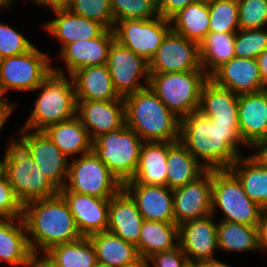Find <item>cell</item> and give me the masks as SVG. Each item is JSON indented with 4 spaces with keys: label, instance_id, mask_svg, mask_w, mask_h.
Returning <instances> with one entry per match:
<instances>
[{
    "label": "cell",
    "instance_id": "15",
    "mask_svg": "<svg viewBox=\"0 0 267 267\" xmlns=\"http://www.w3.org/2000/svg\"><path fill=\"white\" fill-rule=\"evenodd\" d=\"M212 170H206L195 181L173 189L175 224L212 214Z\"/></svg>",
    "mask_w": 267,
    "mask_h": 267
},
{
    "label": "cell",
    "instance_id": "56",
    "mask_svg": "<svg viewBox=\"0 0 267 267\" xmlns=\"http://www.w3.org/2000/svg\"><path fill=\"white\" fill-rule=\"evenodd\" d=\"M12 2L13 0H0V9L3 7L5 8V6L9 7Z\"/></svg>",
    "mask_w": 267,
    "mask_h": 267
},
{
    "label": "cell",
    "instance_id": "16",
    "mask_svg": "<svg viewBox=\"0 0 267 267\" xmlns=\"http://www.w3.org/2000/svg\"><path fill=\"white\" fill-rule=\"evenodd\" d=\"M76 116L93 141L126 125L124 99L77 101Z\"/></svg>",
    "mask_w": 267,
    "mask_h": 267
},
{
    "label": "cell",
    "instance_id": "32",
    "mask_svg": "<svg viewBox=\"0 0 267 267\" xmlns=\"http://www.w3.org/2000/svg\"><path fill=\"white\" fill-rule=\"evenodd\" d=\"M96 254L97 262L109 267H123L140 258L136 245L108 232L88 236Z\"/></svg>",
    "mask_w": 267,
    "mask_h": 267
},
{
    "label": "cell",
    "instance_id": "52",
    "mask_svg": "<svg viewBox=\"0 0 267 267\" xmlns=\"http://www.w3.org/2000/svg\"><path fill=\"white\" fill-rule=\"evenodd\" d=\"M257 154L266 164H267V140L262 142L257 148L256 150Z\"/></svg>",
    "mask_w": 267,
    "mask_h": 267
},
{
    "label": "cell",
    "instance_id": "58",
    "mask_svg": "<svg viewBox=\"0 0 267 267\" xmlns=\"http://www.w3.org/2000/svg\"><path fill=\"white\" fill-rule=\"evenodd\" d=\"M94 267H109L103 263H100V262H96L95 266Z\"/></svg>",
    "mask_w": 267,
    "mask_h": 267
},
{
    "label": "cell",
    "instance_id": "12",
    "mask_svg": "<svg viewBox=\"0 0 267 267\" xmlns=\"http://www.w3.org/2000/svg\"><path fill=\"white\" fill-rule=\"evenodd\" d=\"M202 69L199 44L170 30L148 63L149 74Z\"/></svg>",
    "mask_w": 267,
    "mask_h": 267
},
{
    "label": "cell",
    "instance_id": "57",
    "mask_svg": "<svg viewBox=\"0 0 267 267\" xmlns=\"http://www.w3.org/2000/svg\"><path fill=\"white\" fill-rule=\"evenodd\" d=\"M36 4H40L41 6L44 5L45 6V0H31Z\"/></svg>",
    "mask_w": 267,
    "mask_h": 267
},
{
    "label": "cell",
    "instance_id": "11",
    "mask_svg": "<svg viewBox=\"0 0 267 267\" xmlns=\"http://www.w3.org/2000/svg\"><path fill=\"white\" fill-rule=\"evenodd\" d=\"M170 30V20L161 16L149 20H122L113 28L115 41L148 63Z\"/></svg>",
    "mask_w": 267,
    "mask_h": 267
},
{
    "label": "cell",
    "instance_id": "25",
    "mask_svg": "<svg viewBox=\"0 0 267 267\" xmlns=\"http://www.w3.org/2000/svg\"><path fill=\"white\" fill-rule=\"evenodd\" d=\"M70 77L73 80L76 101L123 99L115 91L106 64L79 68Z\"/></svg>",
    "mask_w": 267,
    "mask_h": 267
},
{
    "label": "cell",
    "instance_id": "10",
    "mask_svg": "<svg viewBox=\"0 0 267 267\" xmlns=\"http://www.w3.org/2000/svg\"><path fill=\"white\" fill-rule=\"evenodd\" d=\"M49 57L33 46L28 52L6 57L0 68V96L8 90L33 91L51 74Z\"/></svg>",
    "mask_w": 267,
    "mask_h": 267
},
{
    "label": "cell",
    "instance_id": "35",
    "mask_svg": "<svg viewBox=\"0 0 267 267\" xmlns=\"http://www.w3.org/2000/svg\"><path fill=\"white\" fill-rule=\"evenodd\" d=\"M234 43L235 33L221 32H209L199 43L200 65L208 76L235 57Z\"/></svg>",
    "mask_w": 267,
    "mask_h": 267
},
{
    "label": "cell",
    "instance_id": "42",
    "mask_svg": "<svg viewBox=\"0 0 267 267\" xmlns=\"http://www.w3.org/2000/svg\"><path fill=\"white\" fill-rule=\"evenodd\" d=\"M239 28H264L267 25V0H238Z\"/></svg>",
    "mask_w": 267,
    "mask_h": 267
},
{
    "label": "cell",
    "instance_id": "54",
    "mask_svg": "<svg viewBox=\"0 0 267 267\" xmlns=\"http://www.w3.org/2000/svg\"><path fill=\"white\" fill-rule=\"evenodd\" d=\"M149 263L146 258L140 257L138 260L135 262L125 265L123 267H148Z\"/></svg>",
    "mask_w": 267,
    "mask_h": 267
},
{
    "label": "cell",
    "instance_id": "27",
    "mask_svg": "<svg viewBox=\"0 0 267 267\" xmlns=\"http://www.w3.org/2000/svg\"><path fill=\"white\" fill-rule=\"evenodd\" d=\"M27 234L22 217L0 219V261L27 267L33 255Z\"/></svg>",
    "mask_w": 267,
    "mask_h": 267
},
{
    "label": "cell",
    "instance_id": "26",
    "mask_svg": "<svg viewBox=\"0 0 267 267\" xmlns=\"http://www.w3.org/2000/svg\"><path fill=\"white\" fill-rule=\"evenodd\" d=\"M239 95L208 79L201 89L199 111L217 124L239 125Z\"/></svg>",
    "mask_w": 267,
    "mask_h": 267
},
{
    "label": "cell",
    "instance_id": "23",
    "mask_svg": "<svg viewBox=\"0 0 267 267\" xmlns=\"http://www.w3.org/2000/svg\"><path fill=\"white\" fill-rule=\"evenodd\" d=\"M143 221L135 201L123 188L110 198L106 231L136 245Z\"/></svg>",
    "mask_w": 267,
    "mask_h": 267
},
{
    "label": "cell",
    "instance_id": "38",
    "mask_svg": "<svg viewBox=\"0 0 267 267\" xmlns=\"http://www.w3.org/2000/svg\"><path fill=\"white\" fill-rule=\"evenodd\" d=\"M209 32L236 33L239 28L238 0L209 3Z\"/></svg>",
    "mask_w": 267,
    "mask_h": 267
},
{
    "label": "cell",
    "instance_id": "44",
    "mask_svg": "<svg viewBox=\"0 0 267 267\" xmlns=\"http://www.w3.org/2000/svg\"><path fill=\"white\" fill-rule=\"evenodd\" d=\"M22 215L23 205L4 174L0 177V219L18 218Z\"/></svg>",
    "mask_w": 267,
    "mask_h": 267
},
{
    "label": "cell",
    "instance_id": "53",
    "mask_svg": "<svg viewBox=\"0 0 267 267\" xmlns=\"http://www.w3.org/2000/svg\"><path fill=\"white\" fill-rule=\"evenodd\" d=\"M68 2L69 0H45V6L50 8L64 7Z\"/></svg>",
    "mask_w": 267,
    "mask_h": 267
},
{
    "label": "cell",
    "instance_id": "9",
    "mask_svg": "<svg viewBox=\"0 0 267 267\" xmlns=\"http://www.w3.org/2000/svg\"><path fill=\"white\" fill-rule=\"evenodd\" d=\"M66 181L64 188L59 191H71L98 198H112L123 188V184L93 151L71 161Z\"/></svg>",
    "mask_w": 267,
    "mask_h": 267
},
{
    "label": "cell",
    "instance_id": "24",
    "mask_svg": "<svg viewBox=\"0 0 267 267\" xmlns=\"http://www.w3.org/2000/svg\"><path fill=\"white\" fill-rule=\"evenodd\" d=\"M57 18L47 22L43 27L62 42V49L79 40L99 37L107 28L88 18L73 14L65 7L51 8Z\"/></svg>",
    "mask_w": 267,
    "mask_h": 267
},
{
    "label": "cell",
    "instance_id": "19",
    "mask_svg": "<svg viewBox=\"0 0 267 267\" xmlns=\"http://www.w3.org/2000/svg\"><path fill=\"white\" fill-rule=\"evenodd\" d=\"M71 211L80 234L88 237L108 227L110 198H98L71 191H59Z\"/></svg>",
    "mask_w": 267,
    "mask_h": 267
},
{
    "label": "cell",
    "instance_id": "14",
    "mask_svg": "<svg viewBox=\"0 0 267 267\" xmlns=\"http://www.w3.org/2000/svg\"><path fill=\"white\" fill-rule=\"evenodd\" d=\"M20 131L23 135L18 143L29 153L48 180L58 190L63 189L68 174L67 157L43 131Z\"/></svg>",
    "mask_w": 267,
    "mask_h": 267
},
{
    "label": "cell",
    "instance_id": "29",
    "mask_svg": "<svg viewBox=\"0 0 267 267\" xmlns=\"http://www.w3.org/2000/svg\"><path fill=\"white\" fill-rule=\"evenodd\" d=\"M168 142H144L137 169L130 181L147 185L166 186Z\"/></svg>",
    "mask_w": 267,
    "mask_h": 267
},
{
    "label": "cell",
    "instance_id": "50",
    "mask_svg": "<svg viewBox=\"0 0 267 267\" xmlns=\"http://www.w3.org/2000/svg\"><path fill=\"white\" fill-rule=\"evenodd\" d=\"M38 254H33L27 267H57L49 258L41 257L38 259Z\"/></svg>",
    "mask_w": 267,
    "mask_h": 267
},
{
    "label": "cell",
    "instance_id": "40",
    "mask_svg": "<svg viewBox=\"0 0 267 267\" xmlns=\"http://www.w3.org/2000/svg\"><path fill=\"white\" fill-rule=\"evenodd\" d=\"M64 7L73 14L98 21L107 29L114 28L110 0H69Z\"/></svg>",
    "mask_w": 267,
    "mask_h": 267
},
{
    "label": "cell",
    "instance_id": "61",
    "mask_svg": "<svg viewBox=\"0 0 267 267\" xmlns=\"http://www.w3.org/2000/svg\"><path fill=\"white\" fill-rule=\"evenodd\" d=\"M3 60H4V57H3V55L0 53V68H1V65H2V63H3Z\"/></svg>",
    "mask_w": 267,
    "mask_h": 267
},
{
    "label": "cell",
    "instance_id": "34",
    "mask_svg": "<svg viewBox=\"0 0 267 267\" xmlns=\"http://www.w3.org/2000/svg\"><path fill=\"white\" fill-rule=\"evenodd\" d=\"M169 20L171 30L199 44L209 33V3H190Z\"/></svg>",
    "mask_w": 267,
    "mask_h": 267
},
{
    "label": "cell",
    "instance_id": "22",
    "mask_svg": "<svg viewBox=\"0 0 267 267\" xmlns=\"http://www.w3.org/2000/svg\"><path fill=\"white\" fill-rule=\"evenodd\" d=\"M114 41L113 30L106 29L99 37L67 44L60 56L66 63L69 76L79 68L105 65Z\"/></svg>",
    "mask_w": 267,
    "mask_h": 267
},
{
    "label": "cell",
    "instance_id": "21",
    "mask_svg": "<svg viewBox=\"0 0 267 267\" xmlns=\"http://www.w3.org/2000/svg\"><path fill=\"white\" fill-rule=\"evenodd\" d=\"M209 79L237 95L265 90L256 59L233 57L217 68Z\"/></svg>",
    "mask_w": 267,
    "mask_h": 267
},
{
    "label": "cell",
    "instance_id": "51",
    "mask_svg": "<svg viewBox=\"0 0 267 267\" xmlns=\"http://www.w3.org/2000/svg\"><path fill=\"white\" fill-rule=\"evenodd\" d=\"M196 264L199 267H231L224 262H221L217 259H212V260H202L199 262H196Z\"/></svg>",
    "mask_w": 267,
    "mask_h": 267
},
{
    "label": "cell",
    "instance_id": "5",
    "mask_svg": "<svg viewBox=\"0 0 267 267\" xmlns=\"http://www.w3.org/2000/svg\"><path fill=\"white\" fill-rule=\"evenodd\" d=\"M209 76L203 69L149 74L148 86L180 119L199 110L201 89Z\"/></svg>",
    "mask_w": 267,
    "mask_h": 267
},
{
    "label": "cell",
    "instance_id": "39",
    "mask_svg": "<svg viewBox=\"0 0 267 267\" xmlns=\"http://www.w3.org/2000/svg\"><path fill=\"white\" fill-rule=\"evenodd\" d=\"M114 24L122 20H149L159 16L158 0H110Z\"/></svg>",
    "mask_w": 267,
    "mask_h": 267
},
{
    "label": "cell",
    "instance_id": "6",
    "mask_svg": "<svg viewBox=\"0 0 267 267\" xmlns=\"http://www.w3.org/2000/svg\"><path fill=\"white\" fill-rule=\"evenodd\" d=\"M212 214L222 210V220L259 227L264 209L244 192L238 178L229 170H212Z\"/></svg>",
    "mask_w": 267,
    "mask_h": 267
},
{
    "label": "cell",
    "instance_id": "20",
    "mask_svg": "<svg viewBox=\"0 0 267 267\" xmlns=\"http://www.w3.org/2000/svg\"><path fill=\"white\" fill-rule=\"evenodd\" d=\"M123 189L135 201L144 220L175 222L173 189L141 183H124Z\"/></svg>",
    "mask_w": 267,
    "mask_h": 267
},
{
    "label": "cell",
    "instance_id": "60",
    "mask_svg": "<svg viewBox=\"0 0 267 267\" xmlns=\"http://www.w3.org/2000/svg\"><path fill=\"white\" fill-rule=\"evenodd\" d=\"M199 1H202L204 3H211V2H214V1H217V0H199Z\"/></svg>",
    "mask_w": 267,
    "mask_h": 267
},
{
    "label": "cell",
    "instance_id": "43",
    "mask_svg": "<svg viewBox=\"0 0 267 267\" xmlns=\"http://www.w3.org/2000/svg\"><path fill=\"white\" fill-rule=\"evenodd\" d=\"M34 45L7 24L0 23V53L4 58L28 52Z\"/></svg>",
    "mask_w": 267,
    "mask_h": 267
},
{
    "label": "cell",
    "instance_id": "55",
    "mask_svg": "<svg viewBox=\"0 0 267 267\" xmlns=\"http://www.w3.org/2000/svg\"><path fill=\"white\" fill-rule=\"evenodd\" d=\"M5 164H6V153L4 155V159H0V177L5 174Z\"/></svg>",
    "mask_w": 267,
    "mask_h": 267
},
{
    "label": "cell",
    "instance_id": "59",
    "mask_svg": "<svg viewBox=\"0 0 267 267\" xmlns=\"http://www.w3.org/2000/svg\"><path fill=\"white\" fill-rule=\"evenodd\" d=\"M186 267H199L196 263L189 262Z\"/></svg>",
    "mask_w": 267,
    "mask_h": 267
},
{
    "label": "cell",
    "instance_id": "3",
    "mask_svg": "<svg viewBox=\"0 0 267 267\" xmlns=\"http://www.w3.org/2000/svg\"><path fill=\"white\" fill-rule=\"evenodd\" d=\"M126 126L144 142L179 140L180 118L147 86L123 98Z\"/></svg>",
    "mask_w": 267,
    "mask_h": 267
},
{
    "label": "cell",
    "instance_id": "46",
    "mask_svg": "<svg viewBox=\"0 0 267 267\" xmlns=\"http://www.w3.org/2000/svg\"><path fill=\"white\" fill-rule=\"evenodd\" d=\"M199 0H158L159 16L170 19L179 10Z\"/></svg>",
    "mask_w": 267,
    "mask_h": 267
},
{
    "label": "cell",
    "instance_id": "47",
    "mask_svg": "<svg viewBox=\"0 0 267 267\" xmlns=\"http://www.w3.org/2000/svg\"><path fill=\"white\" fill-rule=\"evenodd\" d=\"M263 88L267 90V49L256 57Z\"/></svg>",
    "mask_w": 267,
    "mask_h": 267
},
{
    "label": "cell",
    "instance_id": "41",
    "mask_svg": "<svg viewBox=\"0 0 267 267\" xmlns=\"http://www.w3.org/2000/svg\"><path fill=\"white\" fill-rule=\"evenodd\" d=\"M266 49L267 31L265 29H239L235 33V57L256 59Z\"/></svg>",
    "mask_w": 267,
    "mask_h": 267
},
{
    "label": "cell",
    "instance_id": "4",
    "mask_svg": "<svg viewBox=\"0 0 267 267\" xmlns=\"http://www.w3.org/2000/svg\"><path fill=\"white\" fill-rule=\"evenodd\" d=\"M63 70L53 68L51 74L35 90L43 89L35 101L29 120L22 127L43 131L46 127L76 116L77 101L73 80ZM71 80V81H70Z\"/></svg>",
    "mask_w": 267,
    "mask_h": 267
},
{
    "label": "cell",
    "instance_id": "1",
    "mask_svg": "<svg viewBox=\"0 0 267 267\" xmlns=\"http://www.w3.org/2000/svg\"><path fill=\"white\" fill-rule=\"evenodd\" d=\"M179 141L207 170L229 169L245 145L239 125L217 124L199 110L180 119Z\"/></svg>",
    "mask_w": 267,
    "mask_h": 267
},
{
    "label": "cell",
    "instance_id": "36",
    "mask_svg": "<svg viewBox=\"0 0 267 267\" xmlns=\"http://www.w3.org/2000/svg\"><path fill=\"white\" fill-rule=\"evenodd\" d=\"M218 249L251 251L260 249L259 227L220 220L217 223Z\"/></svg>",
    "mask_w": 267,
    "mask_h": 267
},
{
    "label": "cell",
    "instance_id": "2",
    "mask_svg": "<svg viewBox=\"0 0 267 267\" xmlns=\"http://www.w3.org/2000/svg\"><path fill=\"white\" fill-rule=\"evenodd\" d=\"M22 218L27 233L32 235L28 242L33 254H39V250L45 253L52 246L83 237L66 201L60 194L25 203Z\"/></svg>",
    "mask_w": 267,
    "mask_h": 267
},
{
    "label": "cell",
    "instance_id": "17",
    "mask_svg": "<svg viewBox=\"0 0 267 267\" xmlns=\"http://www.w3.org/2000/svg\"><path fill=\"white\" fill-rule=\"evenodd\" d=\"M213 214L178 226L179 247L191 263L212 260L217 244V224ZM195 259V261H194Z\"/></svg>",
    "mask_w": 267,
    "mask_h": 267
},
{
    "label": "cell",
    "instance_id": "45",
    "mask_svg": "<svg viewBox=\"0 0 267 267\" xmlns=\"http://www.w3.org/2000/svg\"><path fill=\"white\" fill-rule=\"evenodd\" d=\"M147 261L153 267H186L189 263V260L179 246L170 251L151 255Z\"/></svg>",
    "mask_w": 267,
    "mask_h": 267
},
{
    "label": "cell",
    "instance_id": "33",
    "mask_svg": "<svg viewBox=\"0 0 267 267\" xmlns=\"http://www.w3.org/2000/svg\"><path fill=\"white\" fill-rule=\"evenodd\" d=\"M178 243V225L175 222L144 220L136 248L140 257L148 259L156 253L175 249Z\"/></svg>",
    "mask_w": 267,
    "mask_h": 267
},
{
    "label": "cell",
    "instance_id": "7",
    "mask_svg": "<svg viewBox=\"0 0 267 267\" xmlns=\"http://www.w3.org/2000/svg\"><path fill=\"white\" fill-rule=\"evenodd\" d=\"M5 174L22 205L59 194V190L48 180L18 141L9 142L7 147Z\"/></svg>",
    "mask_w": 267,
    "mask_h": 267
},
{
    "label": "cell",
    "instance_id": "28",
    "mask_svg": "<svg viewBox=\"0 0 267 267\" xmlns=\"http://www.w3.org/2000/svg\"><path fill=\"white\" fill-rule=\"evenodd\" d=\"M229 170L238 178L247 196L267 210V164L255 154L242 155Z\"/></svg>",
    "mask_w": 267,
    "mask_h": 267
},
{
    "label": "cell",
    "instance_id": "37",
    "mask_svg": "<svg viewBox=\"0 0 267 267\" xmlns=\"http://www.w3.org/2000/svg\"><path fill=\"white\" fill-rule=\"evenodd\" d=\"M45 256L57 267H94L97 259L89 237L52 246Z\"/></svg>",
    "mask_w": 267,
    "mask_h": 267
},
{
    "label": "cell",
    "instance_id": "18",
    "mask_svg": "<svg viewBox=\"0 0 267 267\" xmlns=\"http://www.w3.org/2000/svg\"><path fill=\"white\" fill-rule=\"evenodd\" d=\"M239 133L245 146L257 148L267 140V90L239 95Z\"/></svg>",
    "mask_w": 267,
    "mask_h": 267
},
{
    "label": "cell",
    "instance_id": "49",
    "mask_svg": "<svg viewBox=\"0 0 267 267\" xmlns=\"http://www.w3.org/2000/svg\"><path fill=\"white\" fill-rule=\"evenodd\" d=\"M260 250L267 251V210L264 211L262 222L259 226Z\"/></svg>",
    "mask_w": 267,
    "mask_h": 267
},
{
    "label": "cell",
    "instance_id": "31",
    "mask_svg": "<svg viewBox=\"0 0 267 267\" xmlns=\"http://www.w3.org/2000/svg\"><path fill=\"white\" fill-rule=\"evenodd\" d=\"M43 132L67 158L76 153L83 155L92 151V140L77 116L64 122L52 124L46 127Z\"/></svg>",
    "mask_w": 267,
    "mask_h": 267
},
{
    "label": "cell",
    "instance_id": "30",
    "mask_svg": "<svg viewBox=\"0 0 267 267\" xmlns=\"http://www.w3.org/2000/svg\"><path fill=\"white\" fill-rule=\"evenodd\" d=\"M166 162V186L170 189L195 181L207 170L179 140L168 142Z\"/></svg>",
    "mask_w": 267,
    "mask_h": 267
},
{
    "label": "cell",
    "instance_id": "48",
    "mask_svg": "<svg viewBox=\"0 0 267 267\" xmlns=\"http://www.w3.org/2000/svg\"><path fill=\"white\" fill-rule=\"evenodd\" d=\"M14 104L8 102L5 99L0 101V130L7 121L8 117L11 115L14 110Z\"/></svg>",
    "mask_w": 267,
    "mask_h": 267
},
{
    "label": "cell",
    "instance_id": "13",
    "mask_svg": "<svg viewBox=\"0 0 267 267\" xmlns=\"http://www.w3.org/2000/svg\"><path fill=\"white\" fill-rule=\"evenodd\" d=\"M106 65L115 91L120 97L124 98L148 86V62L117 41L110 48ZM142 77L147 86L139 81Z\"/></svg>",
    "mask_w": 267,
    "mask_h": 267
},
{
    "label": "cell",
    "instance_id": "8",
    "mask_svg": "<svg viewBox=\"0 0 267 267\" xmlns=\"http://www.w3.org/2000/svg\"><path fill=\"white\" fill-rule=\"evenodd\" d=\"M144 141L126 125L116 131L102 134L92 141V151L124 184L137 169Z\"/></svg>",
    "mask_w": 267,
    "mask_h": 267
}]
</instances>
